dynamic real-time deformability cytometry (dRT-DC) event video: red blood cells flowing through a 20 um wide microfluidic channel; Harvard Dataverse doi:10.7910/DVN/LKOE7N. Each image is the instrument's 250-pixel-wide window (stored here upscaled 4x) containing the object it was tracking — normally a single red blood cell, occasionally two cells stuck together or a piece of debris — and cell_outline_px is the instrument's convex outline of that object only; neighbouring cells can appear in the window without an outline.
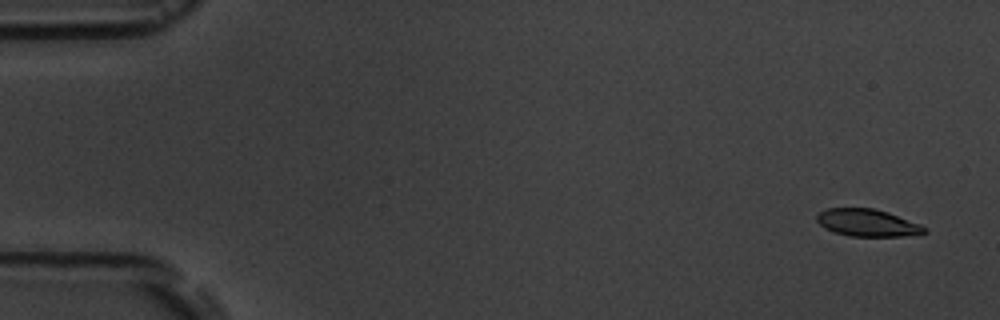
{"species": "common noctule bat (a hibernating species)", "species_latin": "Nyctalus noctula", "temperature_condition": "room temperature", "stored_images_in_passage": 5, "camera_frame_rate_fps": 3000, "um_per_image_px": 0.085, "animal": {"sex": "male", "body_mass_g": 19.5, "forearm_length_mm": 54.6}, "frame": {"image": 1, "passage_image": 1, "time_ms": 0.0, "image_size_px": [1000, 320], "cell_outline_px": [[928, 232], [904, 236], [848, 236], [832, 232], [824, 228], [816, 220], [816, 216], [820, 212], [828, 208], [872, 208], [888, 212], [920, 224], [928, 228]], "centroid_in_image_um": [73.72, 18.94], "position_along_channel_um": 11.3, "area_um2": 17.17}}
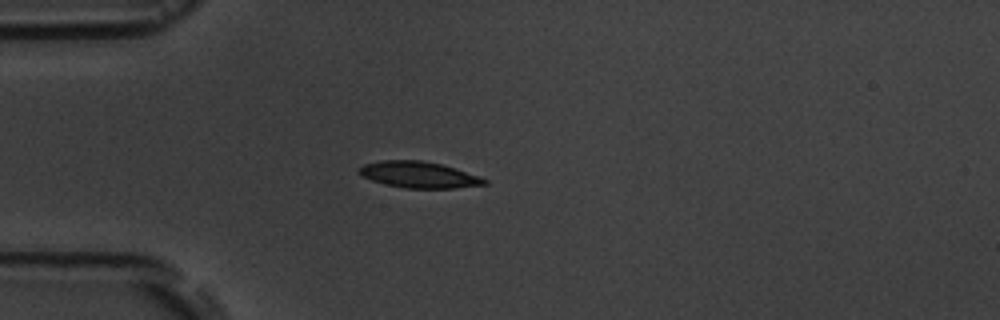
{"frame": {"image": 2, "passage_image": 5, "time_ms": 4.333, "image_size_px": [1000, 320], "cell_outline_px": [[488, 184], [456, 188], [404, 188], [384, 184], [372, 180], [356, 172], [364, 164], [380, 160], [420, 160], [440, 164], [480, 176], [488, 180]], "centroid_in_image_um": [35.6, 14.85], "position_along_channel_um": 49.4, "area_um2": 19.13}}